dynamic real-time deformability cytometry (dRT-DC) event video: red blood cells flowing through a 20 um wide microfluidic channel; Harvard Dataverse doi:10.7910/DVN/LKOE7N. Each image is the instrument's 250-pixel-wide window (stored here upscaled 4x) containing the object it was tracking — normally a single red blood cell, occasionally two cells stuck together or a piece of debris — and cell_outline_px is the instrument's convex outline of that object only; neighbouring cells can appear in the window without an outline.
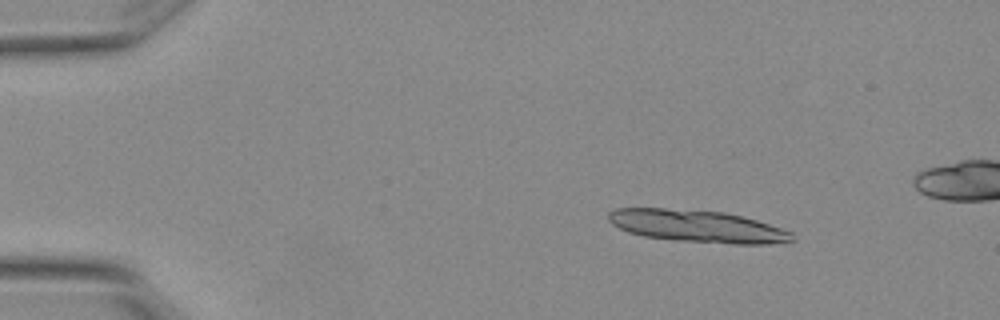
{"species": "Egyptian fruit bat (a non-hibernating species)", "species_latin": "Rousettus aegyptiacus", "temperature_condition": "warm", "stored_images_in_passage": 4, "camera_frame_rate_fps": 3000, "um_per_image_px": 0.085, "animal": {"sex": "female"}, "frame": {"image": 1, "passage_image": 1, "time_ms": 0.0, "image_size_px": [1000, 320], "cell_outline_px": [[796, 240], [768, 244], [736, 244], [676, 240], [644, 236], [628, 232], [612, 224], [608, 220], [608, 212], [616, 208], [664, 208], [724, 212], [756, 220], [792, 232]], "centroid_in_image_um": [59.25, 19.22], "position_along_channel_um": 25.7, "area_um2": 34.28}}